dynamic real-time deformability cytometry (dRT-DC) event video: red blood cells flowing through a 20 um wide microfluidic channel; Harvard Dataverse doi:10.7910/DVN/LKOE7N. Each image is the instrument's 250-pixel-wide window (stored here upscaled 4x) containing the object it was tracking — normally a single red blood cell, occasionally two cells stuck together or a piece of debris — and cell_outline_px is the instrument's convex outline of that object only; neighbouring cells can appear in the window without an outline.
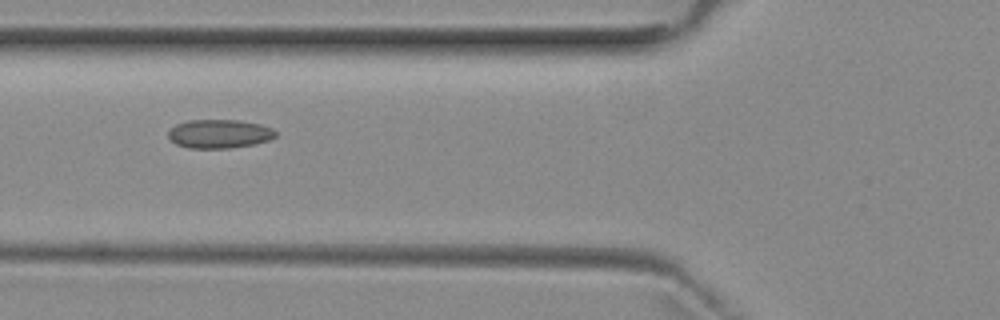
{"species": "common noctule bat (a hibernating species)", "species_latin": "Nyctalus noctula", "temperature_condition": "room temperature", "stored_images_in_passage": 7, "camera_frame_rate_fps": 3000, "um_per_image_px": 0.085, "animal": {"sex": "female", "body_mass_g": 29.2, "forearm_length_mm": 56.3}, "frame": {"image": 1, "passage_image": 5, "time_ms": 5.667, "image_size_px": [1000, 320], "cell_outline_px": [[276, 136], [268, 140], [252, 144], [232, 148], [188, 148], [176, 144], [168, 136], [168, 132], [176, 124], [188, 120], [240, 120], [260, 124], [272, 128], [276, 132]], "centroid_in_image_um": [18.64, 11.37], "position_along_channel_um": 107.2, "area_um2": 17.92}}
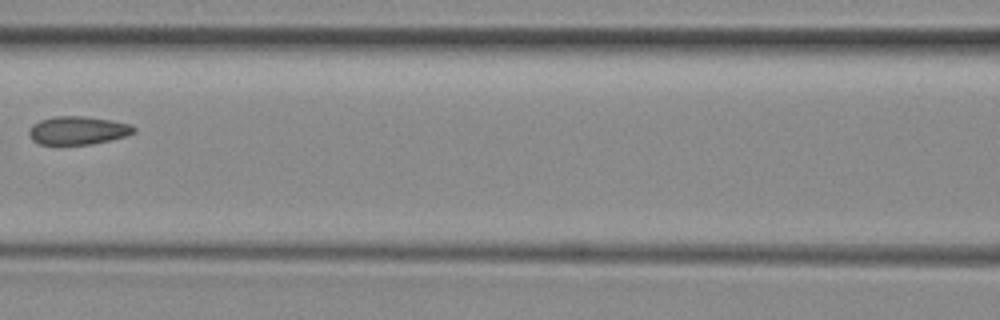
{"frame": {"image": 2, "passage_image": 6, "time_ms": 7.0, "image_size_px": [1000, 320], "cell_outline_px": [[136, 132], [124, 136], [92, 144], [40, 144], [32, 140], [28, 132], [32, 124], [40, 120], [56, 116], [84, 116], [112, 120], [128, 124], [136, 128]], "centroid_in_image_um": [6.6, 11.08], "position_along_channel_um": 160.0, "area_um2": 17.11}}
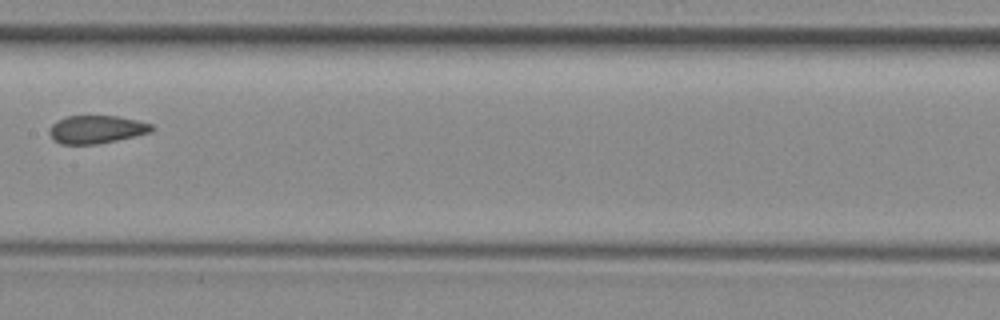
{"frame": {"image": 3, "passage_image": 7, "time_ms": 8.0, "image_size_px": [1000, 320], "cell_outline_px": [[152, 132], [116, 140], [96, 144], [60, 144], [52, 140], [48, 132], [48, 128], [56, 120], [64, 116], [120, 116], [152, 124]], "centroid_in_image_um": [8.13, 10.99], "position_along_channel_um": 199.3, "area_um2": 16.82}}